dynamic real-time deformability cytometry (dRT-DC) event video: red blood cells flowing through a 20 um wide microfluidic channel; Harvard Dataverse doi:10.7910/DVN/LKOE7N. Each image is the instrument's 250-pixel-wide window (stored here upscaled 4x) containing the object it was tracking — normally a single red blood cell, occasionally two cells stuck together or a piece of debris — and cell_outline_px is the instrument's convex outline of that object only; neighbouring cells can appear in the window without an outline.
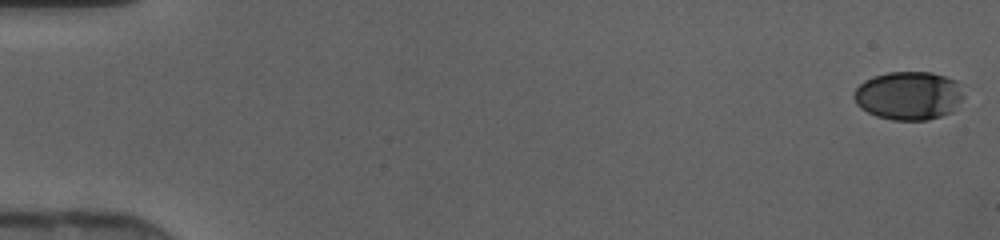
{"species": "human", "species_latin": "Homo sapiens", "temperature_condition": "cold", "stored_images_in_passage": 47, "camera_frame_rate_fps": 3000, "um_per_image_px": 0.085, "donor": {"sex": "female"}, "frame": {"image": 1, "passage_image": 1, "time_ms": 0.0, "image_size_px": [1000, 240], "cell_outline_px": [[964, 96], [952, 112], [928, 120], [892, 120], [876, 116], [860, 108], [856, 104], [852, 96], [856, 88], [864, 80], [872, 76], [888, 72], [932, 72], [956, 80]], "centroid_in_image_um": [77.21, 8.13], "position_along_channel_um": 7.8, "area_um2": 31.15}}
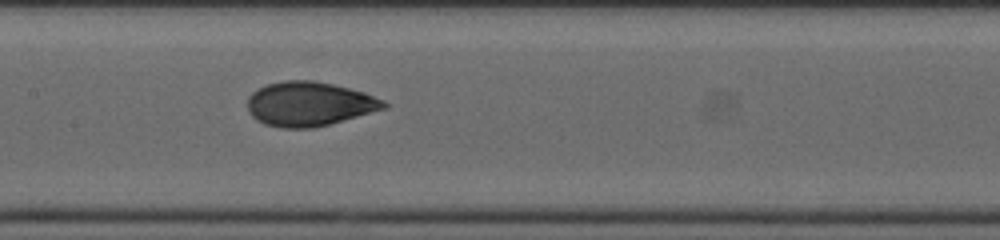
{"frame": {"image": 2, "passage_image": 24, "time_ms": 7.667, "image_size_px": [1000, 240], "cell_outline_px": [[388, 108], [328, 124], [312, 128], [284, 128], [264, 124], [256, 120], [248, 112], [248, 96], [252, 92], [268, 84], [284, 80], [312, 80], [332, 84], [364, 92], [384, 100], [388, 104]], "centroid_in_image_um": [26.28, 8.83], "position_along_channel_um": 181.1, "area_um2": 35.14}}
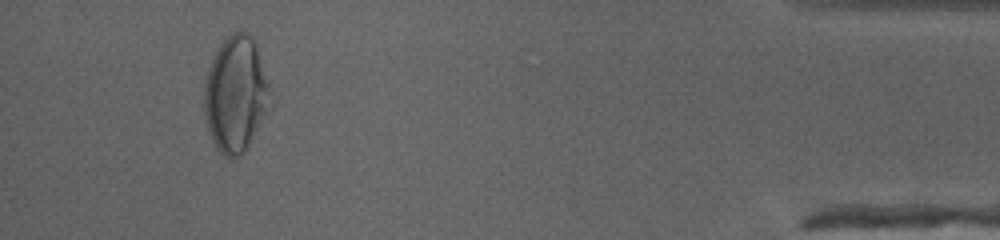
{"frame": {"image": 3, "passage_image": 44, "time_ms": 14.333, "image_size_px": [1000, 240], "cell_outline_px": [[268, 88], [264, 112], [248, 144], [240, 156], [224, 156], [216, 148], [212, 140], [208, 128], [204, 112], [204, 88], [208, 68], [220, 44], [232, 32], [244, 32], [252, 36], [256, 40], [268, 84]], "centroid_in_image_um": [19.97, 7.95], "position_along_channel_um": 415.2, "area_um2": 43.06}}